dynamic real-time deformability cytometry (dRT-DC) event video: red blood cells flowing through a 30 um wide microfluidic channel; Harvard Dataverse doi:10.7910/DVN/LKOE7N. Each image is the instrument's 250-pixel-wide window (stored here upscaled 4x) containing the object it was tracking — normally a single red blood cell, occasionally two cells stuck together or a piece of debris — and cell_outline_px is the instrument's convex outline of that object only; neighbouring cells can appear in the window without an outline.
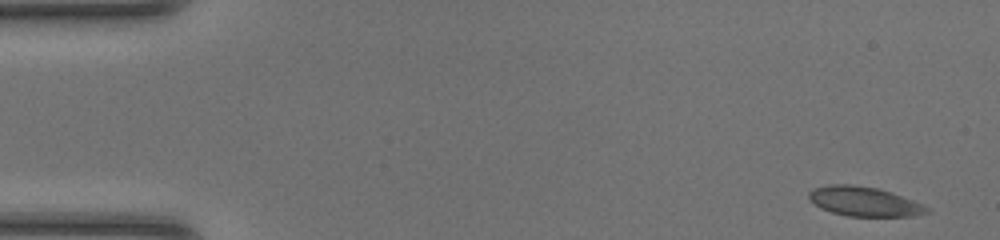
{"species": "common noctule bat (a hibernating species)", "species_latin": "Nyctalus noctula", "temperature_condition": "room temperature", "stored_images_in_passage": 46, "camera_frame_rate_fps": 3000, "um_per_image_px": 0.085, "animal": {"sex": "female", "body_mass_g": 20.0, "forearm_length_mm": 54.0}, "frame": {"image": 1, "passage_image": 1, "time_ms": 0.0, "image_size_px": [1000, 240], "cell_outline_px": [[932, 212], [912, 216], [848, 216], [832, 212], [820, 208], [808, 196], [808, 192], [812, 188], [828, 184], [852, 184], [880, 188], [892, 192], [912, 200], [928, 208]], "centroid_in_image_um": [73.44, 17.11], "position_along_channel_um": 11.6, "area_um2": 20.29}}
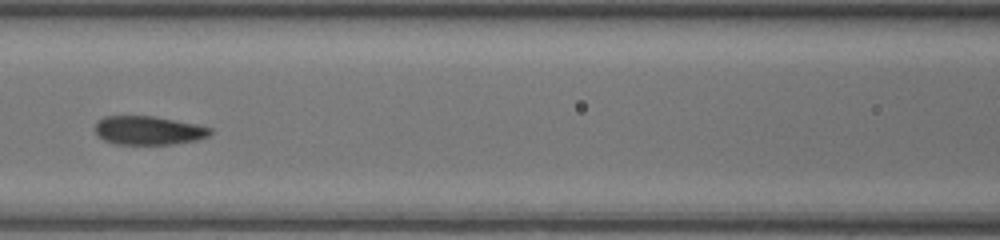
{"frame": {"image": 2, "passage_image": 20, "time_ms": 6.333, "image_size_px": [1000, 240], "cell_outline_px": [[212, 132], [208, 136], [196, 140], [172, 144], [116, 144], [104, 140], [96, 132], [96, 120], [104, 116], [152, 116], [196, 124], [212, 128]], "centroid_in_image_um": [12.62, 11.08], "position_along_channel_um": 154.0, "area_um2": 19.13}}
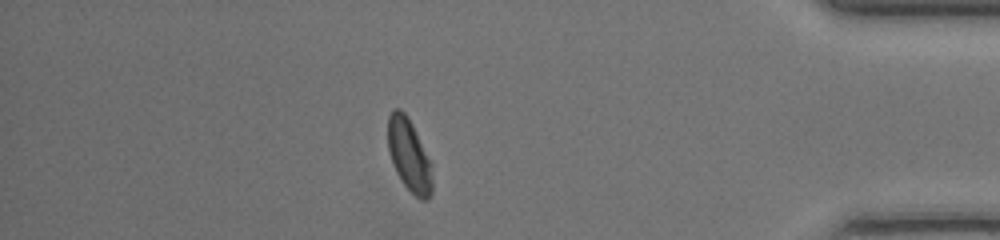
{"frame": {"image": 3, "passage_image": 40, "time_ms": 13.0, "image_size_px": [1000, 240], "cell_outline_px": [[432, 192], [428, 200], [420, 200], [404, 184], [396, 172], [392, 164], [388, 152], [388, 116], [392, 108], [400, 108], [408, 116], [412, 124], [428, 160], [432, 180]], "centroid_in_image_um": [34.73, 13.17], "position_along_channel_um": 400.5, "area_um2": 18.38}, "authors_computed_cell_mechanics": {"area_um2": 19.5075, "velocity_mm_per_s": 4.31, "shape_relaxation_time_tau1_ms": 4.4034, "shape_relaxation_time_tau2_ms": 0.8848, "deformation_change_tau1": 0.1349, "deformation_change_tau2": 0.0574}}